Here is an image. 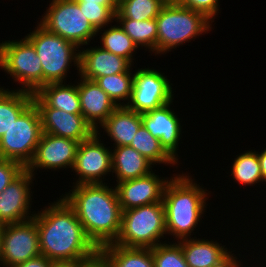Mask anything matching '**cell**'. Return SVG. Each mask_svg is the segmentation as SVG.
Instances as JSON below:
<instances>
[{
	"label": "cell",
	"mask_w": 266,
	"mask_h": 267,
	"mask_svg": "<svg viewBox=\"0 0 266 267\" xmlns=\"http://www.w3.org/2000/svg\"><path fill=\"white\" fill-rule=\"evenodd\" d=\"M41 255L51 261H80L98 248L87 237L74 210L61 198L35 214Z\"/></svg>",
	"instance_id": "cell-1"
},
{
	"label": "cell",
	"mask_w": 266,
	"mask_h": 267,
	"mask_svg": "<svg viewBox=\"0 0 266 267\" xmlns=\"http://www.w3.org/2000/svg\"><path fill=\"white\" fill-rule=\"evenodd\" d=\"M105 184L75 185L72 193L63 196L98 249L114 243L121 230L122 209L116 189Z\"/></svg>",
	"instance_id": "cell-2"
},
{
	"label": "cell",
	"mask_w": 266,
	"mask_h": 267,
	"mask_svg": "<svg viewBox=\"0 0 266 267\" xmlns=\"http://www.w3.org/2000/svg\"><path fill=\"white\" fill-rule=\"evenodd\" d=\"M205 191L184 174L168 180L162 198L166 233L173 234L178 240L191 235L204 214L208 195Z\"/></svg>",
	"instance_id": "cell-3"
},
{
	"label": "cell",
	"mask_w": 266,
	"mask_h": 267,
	"mask_svg": "<svg viewBox=\"0 0 266 267\" xmlns=\"http://www.w3.org/2000/svg\"><path fill=\"white\" fill-rule=\"evenodd\" d=\"M210 21L203 13L178 3H166L156 17L157 54H163L178 45L207 33Z\"/></svg>",
	"instance_id": "cell-4"
},
{
	"label": "cell",
	"mask_w": 266,
	"mask_h": 267,
	"mask_svg": "<svg viewBox=\"0 0 266 267\" xmlns=\"http://www.w3.org/2000/svg\"><path fill=\"white\" fill-rule=\"evenodd\" d=\"M164 234L167 233L163 203H153L122 211L121 230L114 244L153 248L161 243Z\"/></svg>",
	"instance_id": "cell-5"
},
{
	"label": "cell",
	"mask_w": 266,
	"mask_h": 267,
	"mask_svg": "<svg viewBox=\"0 0 266 267\" xmlns=\"http://www.w3.org/2000/svg\"><path fill=\"white\" fill-rule=\"evenodd\" d=\"M25 38L33 45L41 60L43 86L48 83H63L69 65L73 61L77 65L76 68H79L80 50H77L78 47L74 43L47 31L40 24Z\"/></svg>",
	"instance_id": "cell-6"
},
{
	"label": "cell",
	"mask_w": 266,
	"mask_h": 267,
	"mask_svg": "<svg viewBox=\"0 0 266 267\" xmlns=\"http://www.w3.org/2000/svg\"><path fill=\"white\" fill-rule=\"evenodd\" d=\"M42 133L40 114L32 103L0 137V158L19 162L25 168L33 158Z\"/></svg>",
	"instance_id": "cell-7"
},
{
	"label": "cell",
	"mask_w": 266,
	"mask_h": 267,
	"mask_svg": "<svg viewBox=\"0 0 266 267\" xmlns=\"http://www.w3.org/2000/svg\"><path fill=\"white\" fill-rule=\"evenodd\" d=\"M0 67L23 85L22 91L36 93L43 86L41 60L26 38L0 43Z\"/></svg>",
	"instance_id": "cell-8"
},
{
	"label": "cell",
	"mask_w": 266,
	"mask_h": 267,
	"mask_svg": "<svg viewBox=\"0 0 266 267\" xmlns=\"http://www.w3.org/2000/svg\"><path fill=\"white\" fill-rule=\"evenodd\" d=\"M41 20L39 24L47 31L74 43L78 48L87 45L97 34L75 0H52Z\"/></svg>",
	"instance_id": "cell-9"
},
{
	"label": "cell",
	"mask_w": 266,
	"mask_h": 267,
	"mask_svg": "<svg viewBox=\"0 0 266 267\" xmlns=\"http://www.w3.org/2000/svg\"><path fill=\"white\" fill-rule=\"evenodd\" d=\"M169 83L158 70L138 69L134 73L131 99L124 106L142 114L172 103L174 94Z\"/></svg>",
	"instance_id": "cell-10"
},
{
	"label": "cell",
	"mask_w": 266,
	"mask_h": 267,
	"mask_svg": "<svg viewBox=\"0 0 266 267\" xmlns=\"http://www.w3.org/2000/svg\"><path fill=\"white\" fill-rule=\"evenodd\" d=\"M3 266L14 267L41 254L35 216L27 221L6 224L2 229Z\"/></svg>",
	"instance_id": "cell-11"
},
{
	"label": "cell",
	"mask_w": 266,
	"mask_h": 267,
	"mask_svg": "<svg viewBox=\"0 0 266 267\" xmlns=\"http://www.w3.org/2000/svg\"><path fill=\"white\" fill-rule=\"evenodd\" d=\"M98 132L79 143L72 168L79 175L75 185L103 183L101 177L112 171V151L100 143Z\"/></svg>",
	"instance_id": "cell-12"
},
{
	"label": "cell",
	"mask_w": 266,
	"mask_h": 267,
	"mask_svg": "<svg viewBox=\"0 0 266 267\" xmlns=\"http://www.w3.org/2000/svg\"><path fill=\"white\" fill-rule=\"evenodd\" d=\"M33 103L39 111L43 133L70 138L80 143L96 132L82 114L49 107L36 93H33Z\"/></svg>",
	"instance_id": "cell-13"
},
{
	"label": "cell",
	"mask_w": 266,
	"mask_h": 267,
	"mask_svg": "<svg viewBox=\"0 0 266 267\" xmlns=\"http://www.w3.org/2000/svg\"><path fill=\"white\" fill-rule=\"evenodd\" d=\"M79 142L53 134L42 133L32 160L25 167L35 174V167L44 169L73 168Z\"/></svg>",
	"instance_id": "cell-14"
},
{
	"label": "cell",
	"mask_w": 266,
	"mask_h": 267,
	"mask_svg": "<svg viewBox=\"0 0 266 267\" xmlns=\"http://www.w3.org/2000/svg\"><path fill=\"white\" fill-rule=\"evenodd\" d=\"M34 174L24 169L0 194V224H13L32 219L29 216L30 183Z\"/></svg>",
	"instance_id": "cell-15"
},
{
	"label": "cell",
	"mask_w": 266,
	"mask_h": 267,
	"mask_svg": "<svg viewBox=\"0 0 266 267\" xmlns=\"http://www.w3.org/2000/svg\"><path fill=\"white\" fill-rule=\"evenodd\" d=\"M168 180L150 173L146 176L117 183L115 189L122 211L162 202Z\"/></svg>",
	"instance_id": "cell-16"
},
{
	"label": "cell",
	"mask_w": 266,
	"mask_h": 267,
	"mask_svg": "<svg viewBox=\"0 0 266 267\" xmlns=\"http://www.w3.org/2000/svg\"><path fill=\"white\" fill-rule=\"evenodd\" d=\"M170 104L142 113L141 119L149 133L159 139L165 151L177 161L176 150H178L181 125L179 118L170 109Z\"/></svg>",
	"instance_id": "cell-17"
},
{
	"label": "cell",
	"mask_w": 266,
	"mask_h": 267,
	"mask_svg": "<svg viewBox=\"0 0 266 267\" xmlns=\"http://www.w3.org/2000/svg\"><path fill=\"white\" fill-rule=\"evenodd\" d=\"M77 83L81 114L96 131L118 107L109 95L93 80L80 77ZM99 121V123H98Z\"/></svg>",
	"instance_id": "cell-18"
},
{
	"label": "cell",
	"mask_w": 266,
	"mask_h": 267,
	"mask_svg": "<svg viewBox=\"0 0 266 267\" xmlns=\"http://www.w3.org/2000/svg\"><path fill=\"white\" fill-rule=\"evenodd\" d=\"M79 53L78 71L83 78L95 81L99 77L131 72L132 63L128 59L115 55L102 47L83 49Z\"/></svg>",
	"instance_id": "cell-19"
},
{
	"label": "cell",
	"mask_w": 266,
	"mask_h": 267,
	"mask_svg": "<svg viewBox=\"0 0 266 267\" xmlns=\"http://www.w3.org/2000/svg\"><path fill=\"white\" fill-rule=\"evenodd\" d=\"M179 241L189 267H213L222 263L231 254L227 248L214 241L199 238Z\"/></svg>",
	"instance_id": "cell-20"
},
{
	"label": "cell",
	"mask_w": 266,
	"mask_h": 267,
	"mask_svg": "<svg viewBox=\"0 0 266 267\" xmlns=\"http://www.w3.org/2000/svg\"><path fill=\"white\" fill-rule=\"evenodd\" d=\"M142 125L141 114L127 106H118L101 125L115 143V147L129 146Z\"/></svg>",
	"instance_id": "cell-21"
},
{
	"label": "cell",
	"mask_w": 266,
	"mask_h": 267,
	"mask_svg": "<svg viewBox=\"0 0 266 267\" xmlns=\"http://www.w3.org/2000/svg\"><path fill=\"white\" fill-rule=\"evenodd\" d=\"M113 150L112 172L117 177V183L143 177L153 172L151 165L154 164L134 148L119 146Z\"/></svg>",
	"instance_id": "cell-22"
},
{
	"label": "cell",
	"mask_w": 266,
	"mask_h": 267,
	"mask_svg": "<svg viewBox=\"0 0 266 267\" xmlns=\"http://www.w3.org/2000/svg\"><path fill=\"white\" fill-rule=\"evenodd\" d=\"M36 94L52 108L72 114H81V103L77 85L48 83L42 86Z\"/></svg>",
	"instance_id": "cell-23"
},
{
	"label": "cell",
	"mask_w": 266,
	"mask_h": 267,
	"mask_svg": "<svg viewBox=\"0 0 266 267\" xmlns=\"http://www.w3.org/2000/svg\"><path fill=\"white\" fill-rule=\"evenodd\" d=\"M110 267H154L152 248L124 247L114 243L99 249Z\"/></svg>",
	"instance_id": "cell-24"
},
{
	"label": "cell",
	"mask_w": 266,
	"mask_h": 267,
	"mask_svg": "<svg viewBox=\"0 0 266 267\" xmlns=\"http://www.w3.org/2000/svg\"><path fill=\"white\" fill-rule=\"evenodd\" d=\"M32 103L33 93L0 88V137Z\"/></svg>",
	"instance_id": "cell-25"
},
{
	"label": "cell",
	"mask_w": 266,
	"mask_h": 267,
	"mask_svg": "<svg viewBox=\"0 0 266 267\" xmlns=\"http://www.w3.org/2000/svg\"><path fill=\"white\" fill-rule=\"evenodd\" d=\"M117 20V21H116ZM119 22L124 32L139 47L140 45L150 49L157 54V22L155 19H147L143 21L115 18Z\"/></svg>",
	"instance_id": "cell-26"
},
{
	"label": "cell",
	"mask_w": 266,
	"mask_h": 267,
	"mask_svg": "<svg viewBox=\"0 0 266 267\" xmlns=\"http://www.w3.org/2000/svg\"><path fill=\"white\" fill-rule=\"evenodd\" d=\"M130 147L134 148L142 156L152 163L175 164V161L161 146L160 140L153 137L142 124L134 135Z\"/></svg>",
	"instance_id": "cell-27"
},
{
	"label": "cell",
	"mask_w": 266,
	"mask_h": 267,
	"mask_svg": "<svg viewBox=\"0 0 266 267\" xmlns=\"http://www.w3.org/2000/svg\"><path fill=\"white\" fill-rule=\"evenodd\" d=\"M165 4L164 0H119L115 18L155 19Z\"/></svg>",
	"instance_id": "cell-28"
},
{
	"label": "cell",
	"mask_w": 266,
	"mask_h": 267,
	"mask_svg": "<svg viewBox=\"0 0 266 267\" xmlns=\"http://www.w3.org/2000/svg\"><path fill=\"white\" fill-rule=\"evenodd\" d=\"M131 72L117 73L113 75L99 77L95 82L109 95L118 106H123L119 100L131 99L134 74Z\"/></svg>",
	"instance_id": "cell-29"
},
{
	"label": "cell",
	"mask_w": 266,
	"mask_h": 267,
	"mask_svg": "<svg viewBox=\"0 0 266 267\" xmlns=\"http://www.w3.org/2000/svg\"><path fill=\"white\" fill-rule=\"evenodd\" d=\"M231 169L233 179L243 185H253L263 181L258 152L256 153V151H247L237 156Z\"/></svg>",
	"instance_id": "cell-30"
},
{
	"label": "cell",
	"mask_w": 266,
	"mask_h": 267,
	"mask_svg": "<svg viewBox=\"0 0 266 267\" xmlns=\"http://www.w3.org/2000/svg\"><path fill=\"white\" fill-rule=\"evenodd\" d=\"M102 48L115 54L128 59L131 63L134 59L132 54L137 45L133 40L124 32L119 26H111L109 29L104 30L101 36Z\"/></svg>",
	"instance_id": "cell-31"
},
{
	"label": "cell",
	"mask_w": 266,
	"mask_h": 267,
	"mask_svg": "<svg viewBox=\"0 0 266 267\" xmlns=\"http://www.w3.org/2000/svg\"><path fill=\"white\" fill-rule=\"evenodd\" d=\"M154 267H189L179 243H160L152 248Z\"/></svg>",
	"instance_id": "cell-32"
},
{
	"label": "cell",
	"mask_w": 266,
	"mask_h": 267,
	"mask_svg": "<svg viewBox=\"0 0 266 267\" xmlns=\"http://www.w3.org/2000/svg\"><path fill=\"white\" fill-rule=\"evenodd\" d=\"M80 10L90 22V24L99 32L105 25L115 19V14L106 6L101 4L78 3Z\"/></svg>",
	"instance_id": "cell-33"
},
{
	"label": "cell",
	"mask_w": 266,
	"mask_h": 267,
	"mask_svg": "<svg viewBox=\"0 0 266 267\" xmlns=\"http://www.w3.org/2000/svg\"><path fill=\"white\" fill-rule=\"evenodd\" d=\"M24 169L19 162L0 158V194Z\"/></svg>",
	"instance_id": "cell-34"
},
{
	"label": "cell",
	"mask_w": 266,
	"mask_h": 267,
	"mask_svg": "<svg viewBox=\"0 0 266 267\" xmlns=\"http://www.w3.org/2000/svg\"><path fill=\"white\" fill-rule=\"evenodd\" d=\"M178 4L190 8L194 11L203 13L209 20L217 14L218 0H179Z\"/></svg>",
	"instance_id": "cell-35"
},
{
	"label": "cell",
	"mask_w": 266,
	"mask_h": 267,
	"mask_svg": "<svg viewBox=\"0 0 266 267\" xmlns=\"http://www.w3.org/2000/svg\"><path fill=\"white\" fill-rule=\"evenodd\" d=\"M78 267H110L107 257L98 249L92 256L78 261Z\"/></svg>",
	"instance_id": "cell-36"
},
{
	"label": "cell",
	"mask_w": 266,
	"mask_h": 267,
	"mask_svg": "<svg viewBox=\"0 0 266 267\" xmlns=\"http://www.w3.org/2000/svg\"><path fill=\"white\" fill-rule=\"evenodd\" d=\"M51 262V260L40 254L39 256L27 260L26 262L19 263L14 267H50Z\"/></svg>",
	"instance_id": "cell-37"
},
{
	"label": "cell",
	"mask_w": 266,
	"mask_h": 267,
	"mask_svg": "<svg viewBox=\"0 0 266 267\" xmlns=\"http://www.w3.org/2000/svg\"><path fill=\"white\" fill-rule=\"evenodd\" d=\"M77 3L101 4L108 7L114 14L117 12L116 0H75Z\"/></svg>",
	"instance_id": "cell-38"
},
{
	"label": "cell",
	"mask_w": 266,
	"mask_h": 267,
	"mask_svg": "<svg viewBox=\"0 0 266 267\" xmlns=\"http://www.w3.org/2000/svg\"><path fill=\"white\" fill-rule=\"evenodd\" d=\"M235 258L233 254H230L222 263L213 267H240L241 263H238Z\"/></svg>",
	"instance_id": "cell-39"
},
{
	"label": "cell",
	"mask_w": 266,
	"mask_h": 267,
	"mask_svg": "<svg viewBox=\"0 0 266 267\" xmlns=\"http://www.w3.org/2000/svg\"><path fill=\"white\" fill-rule=\"evenodd\" d=\"M258 159L260 162L263 181L266 182V149L263 150L260 154L258 153Z\"/></svg>",
	"instance_id": "cell-40"
},
{
	"label": "cell",
	"mask_w": 266,
	"mask_h": 267,
	"mask_svg": "<svg viewBox=\"0 0 266 267\" xmlns=\"http://www.w3.org/2000/svg\"><path fill=\"white\" fill-rule=\"evenodd\" d=\"M50 267H78V261H52Z\"/></svg>",
	"instance_id": "cell-41"
},
{
	"label": "cell",
	"mask_w": 266,
	"mask_h": 267,
	"mask_svg": "<svg viewBox=\"0 0 266 267\" xmlns=\"http://www.w3.org/2000/svg\"><path fill=\"white\" fill-rule=\"evenodd\" d=\"M2 229H3V225L0 224V263H3V259H2V249H1V243H2Z\"/></svg>",
	"instance_id": "cell-42"
},
{
	"label": "cell",
	"mask_w": 266,
	"mask_h": 267,
	"mask_svg": "<svg viewBox=\"0 0 266 267\" xmlns=\"http://www.w3.org/2000/svg\"><path fill=\"white\" fill-rule=\"evenodd\" d=\"M166 3H177L179 0H164Z\"/></svg>",
	"instance_id": "cell-43"
}]
</instances>
